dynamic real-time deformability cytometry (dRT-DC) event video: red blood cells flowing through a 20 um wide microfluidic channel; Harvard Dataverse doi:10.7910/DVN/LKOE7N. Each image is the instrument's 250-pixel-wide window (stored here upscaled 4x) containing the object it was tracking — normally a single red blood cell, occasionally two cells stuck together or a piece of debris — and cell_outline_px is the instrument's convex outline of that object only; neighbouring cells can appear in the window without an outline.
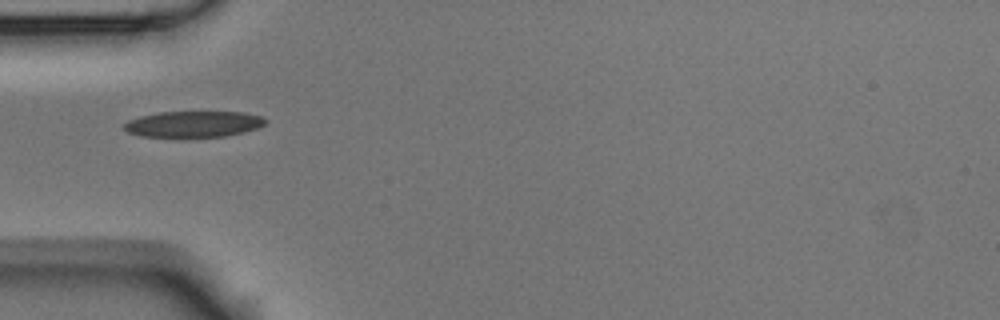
{"species": "Egyptian fruit bat (a non-hibernating species)", "species_latin": "Rousettus aegyptiacus", "temperature_condition": "room temperature", "stored_images_in_passage": 24, "camera_frame_rate_fps": 3000, "um_per_image_px": 0.085, "animal": {"sex": "male"}, "frame": {"image": 1, "passage_image": 1, "time_ms": 0.0, "image_size_px": [1000, 320], "cell_outline_px": [[268, 120], [264, 124], [256, 128], [224, 136], [180, 140], [140, 136], [128, 132], [124, 128], [124, 124], [128, 120], [140, 116], [160, 112], [244, 112], [264, 116]], "centroid_in_image_um": [16.4, 10.59], "position_along_channel_um": 68.6, "area_um2": 22.37}}